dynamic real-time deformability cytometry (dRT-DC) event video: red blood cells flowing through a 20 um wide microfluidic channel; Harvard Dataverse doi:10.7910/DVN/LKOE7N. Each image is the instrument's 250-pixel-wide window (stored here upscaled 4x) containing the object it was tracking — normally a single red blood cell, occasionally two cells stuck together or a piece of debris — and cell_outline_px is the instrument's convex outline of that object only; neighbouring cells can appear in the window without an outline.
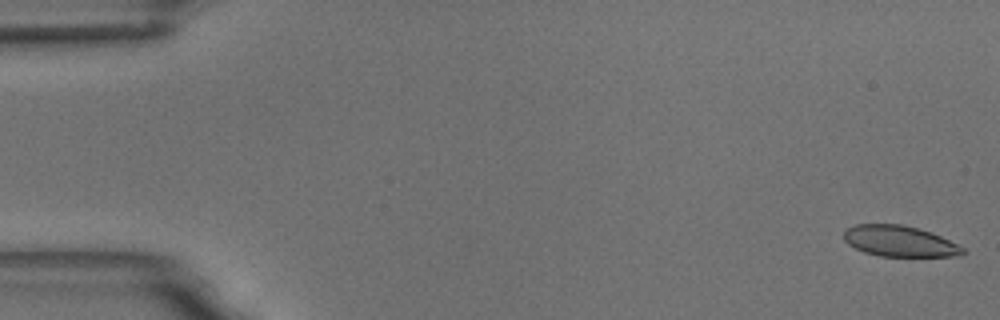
{"species": "common noctule bat (a hibernating species)", "species_latin": "Nyctalus noctula", "temperature_condition": "room temperature", "stored_images_in_passage": 58, "camera_frame_rate_fps": 3000, "um_per_image_px": 0.085, "animal": {"sex": "male", "body_mass_g": 18.8}, "frame": {"image": 1, "passage_image": 1, "time_ms": 0.0, "image_size_px": [1000, 320], "cell_outline_px": [[968, 252], [960, 256], [880, 256], [864, 252], [848, 244], [844, 240], [844, 228], [856, 224], [904, 224], [920, 228], [932, 232], [964, 248]], "centroid_in_image_um": [76.46, 20.49], "position_along_channel_um": 8.5, "area_um2": 21.62}}
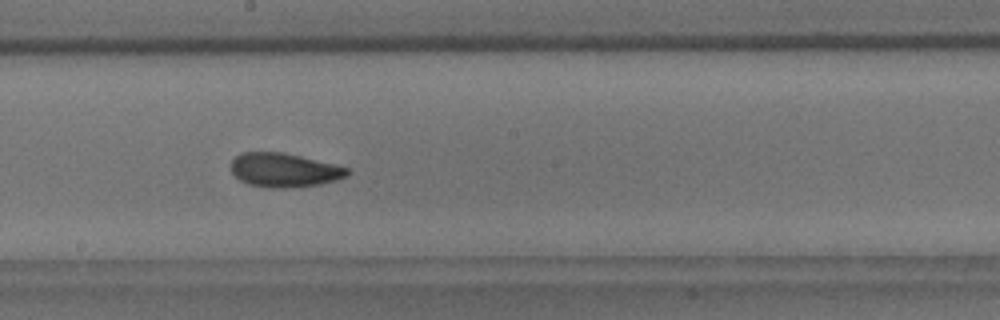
{"frame": {"image": 2, "passage_image": 32, "time_ms": 10.333, "image_size_px": [1000, 320], "cell_outline_px": [[352, 172], [348, 176], [336, 180], [320, 184], [284, 188], [268, 188], [248, 184], [240, 180], [232, 172], [232, 160], [240, 152], [284, 152], [336, 164], [352, 168]], "centroid_in_image_um": [24.21, 14.45], "position_along_channel_um": 224.0, "area_um2": 23.29}}
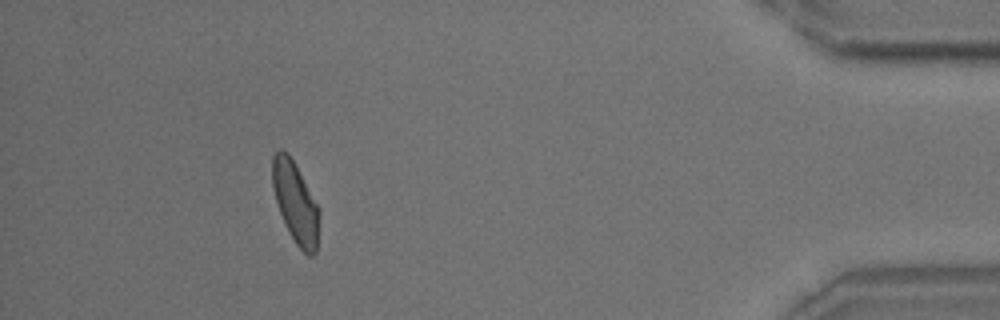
{"frame": {"image": 3, "passage_image": 53, "time_ms": 17.333, "image_size_px": [1000, 320], "cell_outline_px": [[320, 212], [316, 252], [312, 256], [308, 256], [296, 244], [288, 232], [280, 212], [276, 200], [272, 184], [272, 156], [280, 148], [288, 152], [320, 208]], "centroid_in_image_um": [25.12, 17.22], "position_along_channel_um": 410.1, "area_um2": 22.14}, "authors_computed_cell_mechanics": {"area_um2": 22.7732, "velocity_mm_per_s": 3.4617, "shape_relaxation_time_tau1_ms": 6.1471, "shape_relaxation_time_tau2_ms": 1.7201, "deformation_change_tau1": 0.1491, "deformation_change_tau2": 0.0726}}